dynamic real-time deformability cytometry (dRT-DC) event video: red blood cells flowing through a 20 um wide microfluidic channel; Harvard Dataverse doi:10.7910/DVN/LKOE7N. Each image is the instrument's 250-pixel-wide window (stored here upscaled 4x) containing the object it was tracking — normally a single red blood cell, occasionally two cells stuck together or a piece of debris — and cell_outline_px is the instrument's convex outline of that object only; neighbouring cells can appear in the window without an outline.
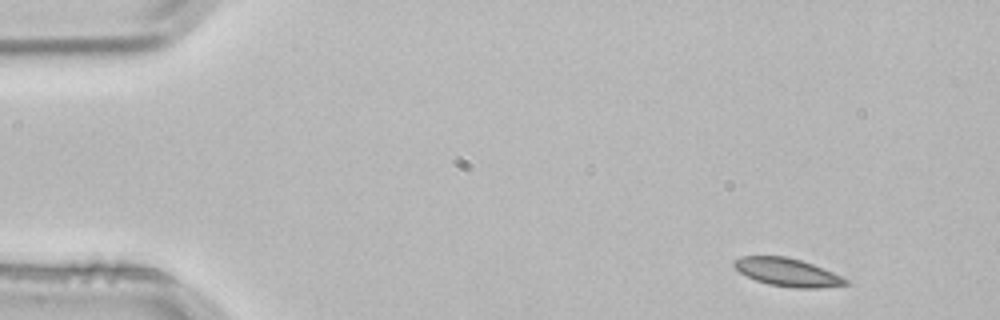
{"species": "common noctule bat (a hibernating species)", "species_latin": "Nyctalus noctula", "temperature_condition": "room temperature", "stored_images_in_passage": 3, "camera_frame_rate_fps": 3000, "um_per_image_px": 0.085, "animal": {"sex": "male", "body_mass_g": 21.5, "forearm_length_mm": 52.0}, "frame": {"image": 1, "passage_image": 1, "time_ms": 0.0, "image_size_px": [1000, 320], "cell_outline_px": [[852, 284], [820, 288], [796, 288], [768, 284], [756, 280], [740, 272], [732, 264], [732, 260], [744, 256], [788, 256], [812, 264], [832, 272], [848, 280]], "centroid_in_image_um": [66.94, 23.14], "position_along_channel_um": 18.1, "area_um2": 18.15}}
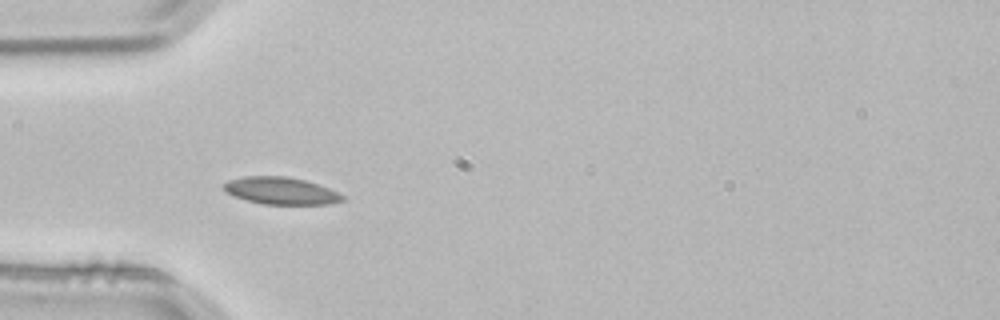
{"frame": {"image": 2, "passage_image": 3, "time_ms": 0.667, "image_size_px": [1000, 320], "cell_outline_px": [[344, 200], [332, 204], [264, 204], [248, 200], [236, 196], [228, 192], [224, 188], [224, 184], [228, 180], [244, 176], [288, 176], [304, 180], [328, 188], [344, 196]], "centroid_in_image_um": [23.9, 16.21], "position_along_channel_um": 61.1, "area_um2": 18.5}}